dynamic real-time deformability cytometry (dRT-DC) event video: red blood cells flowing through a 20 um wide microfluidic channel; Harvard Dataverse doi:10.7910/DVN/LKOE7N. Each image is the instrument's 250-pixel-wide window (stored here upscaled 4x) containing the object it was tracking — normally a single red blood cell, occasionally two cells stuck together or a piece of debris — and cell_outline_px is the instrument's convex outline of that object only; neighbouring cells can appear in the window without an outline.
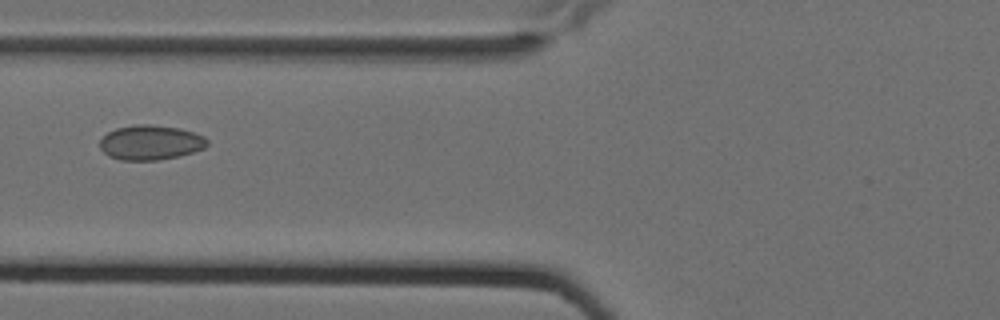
{"species": "Egyptian fruit bat (a non-hibernating species)", "species_latin": "Rousettus aegyptiacus", "temperature_condition": "cold", "stored_images_in_passage": 9, "camera_frame_rate_fps": 3000, "um_per_image_px": 0.085, "animal": {"sex": "female"}, "frame": {"image": 1, "passage_image": 8, "time_ms": 2.333, "image_size_px": [1000, 320], "cell_outline_px": [[208, 144], [204, 148], [180, 156], [156, 160], [120, 160], [108, 156], [100, 148], [100, 140], [108, 132], [116, 128], [132, 124], [148, 124], [180, 128], [204, 136], [208, 140]], "centroid_in_image_um": [12.78, 12.11], "position_along_channel_um": 113.0, "area_um2": 21.79}}
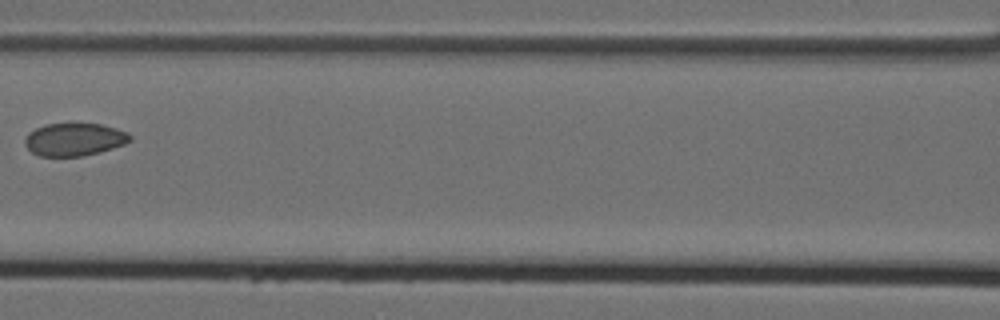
{"frame": {"image": 2, "passage_image": 9, "time_ms": 2.667, "image_size_px": [1000, 320], "cell_outline_px": [[132, 140], [124, 144], [100, 152], [84, 156], [40, 156], [32, 152], [24, 144], [24, 140], [28, 132], [44, 124], [100, 124], [116, 128], [128, 132], [132, 136]], "centroid_in_image_um": [6.32, 11.85], "position_along_channel_um": 160.3, "area_um2": 20.11}}